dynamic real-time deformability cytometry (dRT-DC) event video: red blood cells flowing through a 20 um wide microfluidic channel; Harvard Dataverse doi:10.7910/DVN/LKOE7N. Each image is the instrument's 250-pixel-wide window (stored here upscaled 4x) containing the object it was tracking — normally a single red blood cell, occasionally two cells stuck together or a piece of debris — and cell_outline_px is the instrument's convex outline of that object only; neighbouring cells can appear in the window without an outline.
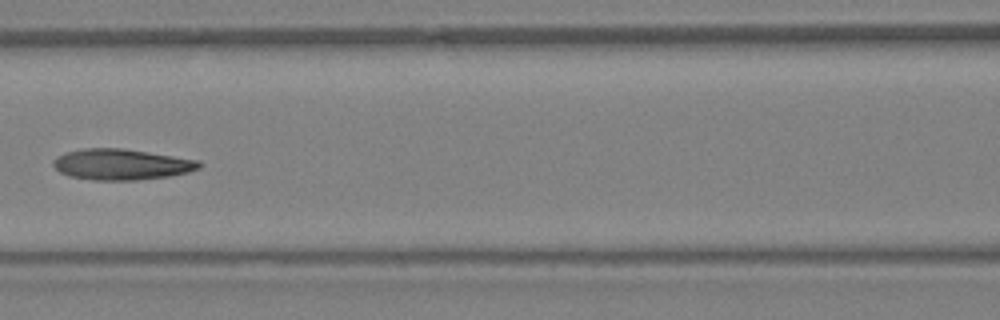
{"species": "Egyptian fruit bat (a non-hibernating species)", "species_latin": "Rousettus aegyptiacus", "temperature_condition": "warm", "stored_images_in_passage": 15, "camera_frame_rate_fps": 3000, "um_per_image_px": 0.085, "animal": {"sex": "female"}, "frame": {"image": 1, "passage_image": 11, "time_ms": 3.333, "image_size_px": [1000, 320], "cell_outline_px": [[200, 168], [188, 172], [168, 176], [136, 180], [92, 180], [68, 176], [60, 172], [52, 164], [52, 160], [56, 156], [68, 152], [84, 148], [120, 148], [148, 152], [200, 160]], "centroid_in_image_um": [10.3, 13.97], "position_along_channel_um": 156.3, "area_um2": 26.18}}